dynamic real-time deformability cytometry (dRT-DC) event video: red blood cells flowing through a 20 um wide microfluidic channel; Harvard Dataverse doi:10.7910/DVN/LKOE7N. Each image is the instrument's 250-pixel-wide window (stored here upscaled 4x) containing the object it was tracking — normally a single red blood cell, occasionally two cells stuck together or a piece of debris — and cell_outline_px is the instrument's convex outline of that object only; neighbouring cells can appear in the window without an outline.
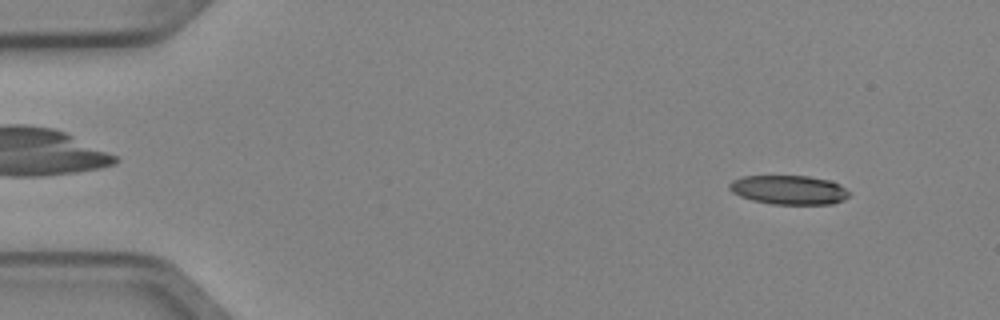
{"species": "Egyptian fruit bat (a non-hibernating species)", "species_latin": "Rousettus aegyptiacus", "temperature_condition": "cold", "stored_images_in_passage": 3, "camera_frame_rate_fps": 3000, "um_per_image_px": 0.085, "animal": {"sex": "female"}, "frame": {"image": 1, "passage_image": 1, "time_ms": 0.0, "image_size_px": [1000, 320], "cell_outline_px": [[848, 196], [844, 200], [832, 204], [772, 204], [752, 200], [740, 196], [732, 192], [728, 188], [728, 184], [732, 180], [740, 176], [808, 176], [828, 180], [840, 184], [848, 192]], "centroid_in_image_um": [67.02, 16.14], "position_along_channel_um": 18.0, "area_um2": 20.35}}
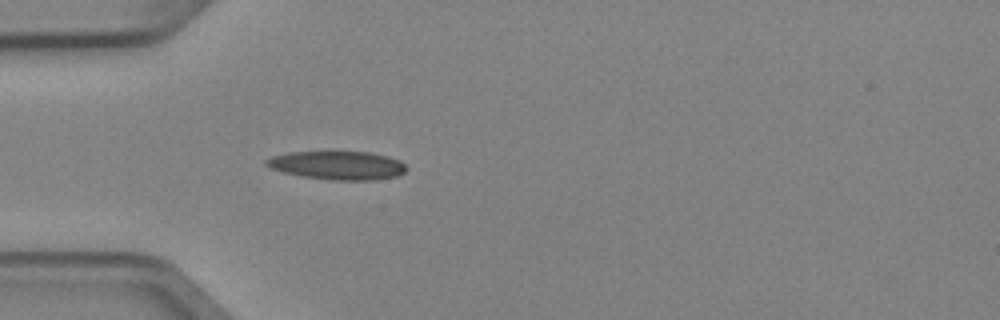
{"frame": {"image": 2, "passage_image": 3, "time_ms": 0.667, "image_size_px": [1000, 320], "cell_outline_px": [[408, 168], [404, 172], [396, 176], [376, 180], [328, 180], [304, 176], [284, 172], [272, 168], [264, 164], [264, 160], [272, 156], [288, 152], [332, 148], [368, 152], [388, 156], [400, 160]], "centroid_in_image_um": [28.67, 13.99], "position_along_channel_um": 56.3, "area_um2": 24.39}}